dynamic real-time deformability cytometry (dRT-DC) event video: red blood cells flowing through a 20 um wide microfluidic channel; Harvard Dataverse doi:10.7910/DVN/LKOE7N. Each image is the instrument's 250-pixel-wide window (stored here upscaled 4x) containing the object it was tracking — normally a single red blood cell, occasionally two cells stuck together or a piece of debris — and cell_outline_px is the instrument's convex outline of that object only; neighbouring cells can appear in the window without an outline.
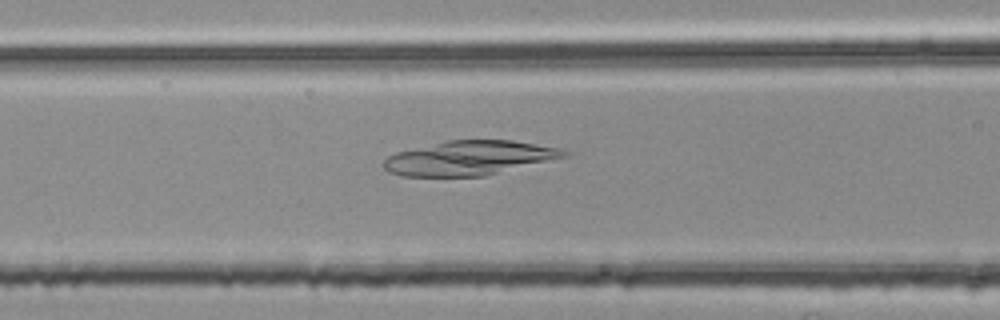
{"species": "common noctule bat (a hibernating species)", "species_latin": "Nyctalus noctula", "temperature_condition": "room temperature", "stored_images_in_passage": 54, "camera_frame_rate_fps": 3000, "um_per_image_px": 0.085, "animal": {"sex": "female", "body_mass_g": 25.1}, "frame": {"image": 1, "passage_image": 22, "time_ms": 7.0, "image_size_px": [1000, 320], "cell_outline_px": [[568, 156], [484, 176], [400, 176], [388, 172], [384, 168], [384, 160], [388, 156], [396, 152], [448, 140], [512, 140], [560, 148], [568, 152]], "centroid_in_image_um": [39.87, 13.43], "position_along_channel_um": 126.7, "area_um2": 35.89}}
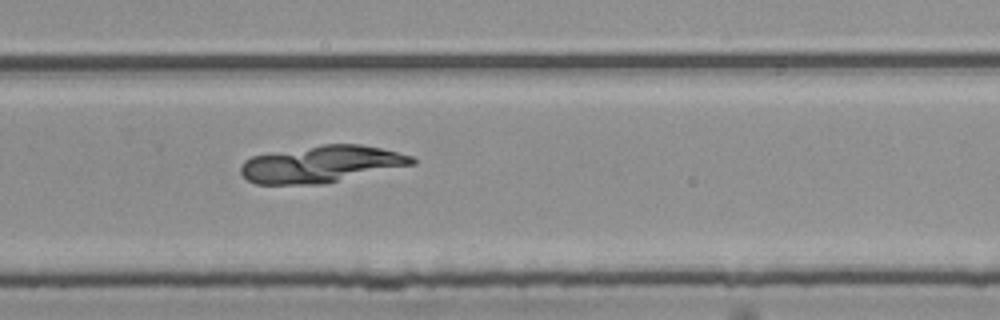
{"frame": {"image": 2, "passage_image": 36, "time_ms": 11.667, "image_size_px": [1000, 320], "cell_outline_px": [[416, 164], [324, 184], [256, 184], [248, 180], [240, 172], [240, 164], [244, 160], [252, 156], [268, 152], [324, 144], [360, 144], [380, 148], [412, 156], [416, 160]], "centroid_in_image_um": [27.29, 13.95], "position_along_channel_um": 302.5, "area_um2": 36.99}}
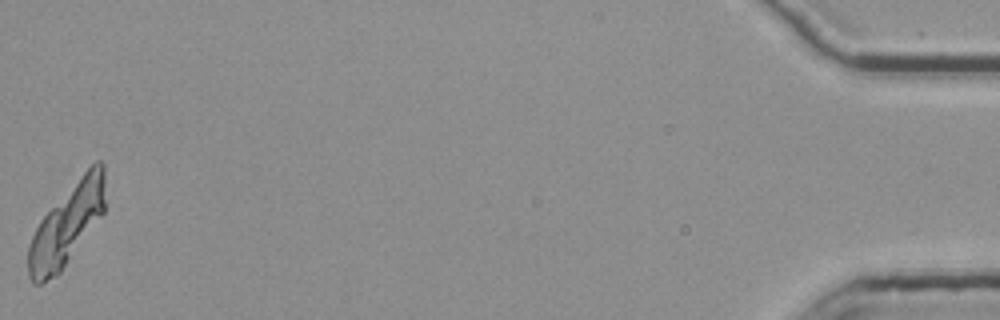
{"frame": {"image": 3, "passage_image": 54, "time_ms": 17.667, "image_size_px": [1000, 320], "cell_outline_px": [[104, 212], [60, 272], [56, 276], [40, 284], [32, 284], [28, 276], [28, 248], [32, 236], [40, 220], [84, 172], [96, 160], [100, 160], [104, 164]], "centroid_in_image_um": [5.66, 19.15], "position_along_channel_um": 429.5, "area_um2": 35.55}}